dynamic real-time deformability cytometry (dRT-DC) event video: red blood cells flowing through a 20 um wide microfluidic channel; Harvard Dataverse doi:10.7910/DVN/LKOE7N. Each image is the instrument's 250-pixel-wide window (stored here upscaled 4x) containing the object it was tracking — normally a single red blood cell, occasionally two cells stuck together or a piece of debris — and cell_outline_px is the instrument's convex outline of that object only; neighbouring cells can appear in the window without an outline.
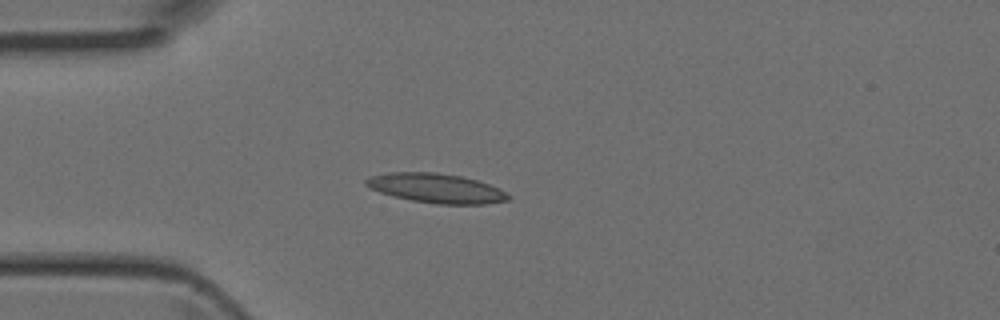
{"species": "Egyptian fruit bat (a non-hibernating species)", "species_latin": "Rousettus aegyptiacus", "temperature_condition": "room temperature", "stored_images_in_passage": 3, "camera_frame_rate_fps": 3000, "um_per_image_px": 0.085, "animal": {"sex": "female"}, "frame": {"image": 1, "passage_image": 2, "time_ms": 0.333, "image_size_px": [1000, 320], "cell_outline_px": [[512, 196], [508, 200], [484, 204], [436, 204], [412, 200], [392, 196], [380, 192], [364, 184], [364, 180], [368, 176], [388, 172], [436, 172], [460, 176], [476, 180], [500, 188]], "centroid_in_image_um": [37.06, 15.99], "position_along_channel_um": 47.9, "area_um2": 24.45}}
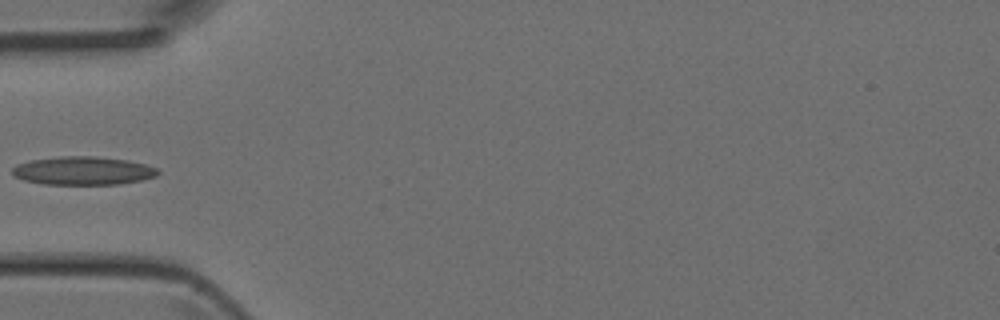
{"frame": {"image": 2, "passage_image": 3, "time_ms": 0.667, "image_size_px": [1000, 320], "cell_outline_px": [[160, 172], [156, 176], [140, 180], [120, 184], [44, 184], [24, 180], [16, 176], [12, 172], [12, 168], [16, 164], [28, 160], [60, 156], [96, 156], [128, 160], [148, 164], [156, 168]], "centroid_in_image_um": [7.06, 14.5], "position_along_channel_um": 77.9, "area_um2": 24.16}}